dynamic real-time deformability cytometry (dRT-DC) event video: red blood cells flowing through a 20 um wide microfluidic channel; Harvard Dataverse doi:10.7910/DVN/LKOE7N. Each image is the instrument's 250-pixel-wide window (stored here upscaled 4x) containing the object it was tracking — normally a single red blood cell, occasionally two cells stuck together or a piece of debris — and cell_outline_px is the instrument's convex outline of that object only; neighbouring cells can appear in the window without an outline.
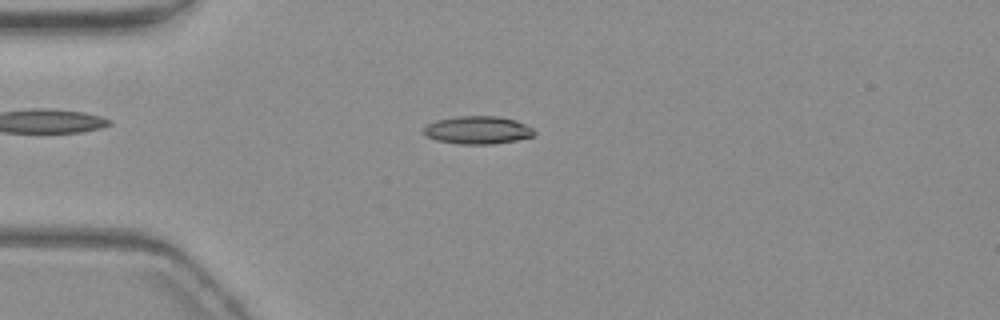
{"species": "common noctule bat (a hibernating species)", "species_latin": "Nyctalus noctula", "temperature_condition": "warm", "stored_images_in_passage": 46, "camera_frame_rate_fps": 3000, "um_per_image_px": 0.085, "animal": {"sex": "female", "body_mass_g": 19.3, "forearm_length_mm": 54.1}, "frame": {"image": 1, "passage_image": 5, "time_ms": 1.333, "image_size_px": [1000, 320], "cell_outline_px": [[536, 132], [532, 136], [516, 140], [492, 144], [460, 144], [436, 140], [428, 136], [424, 132], [424, 128], [428, 124], [436, 120], [456, 116], [496, 116], [516, 120], [532, 128]], "centroid_in_image_um": [40.61, 11.05], "position_along_channel_um": 44.4, "area_um2": 17.8}}
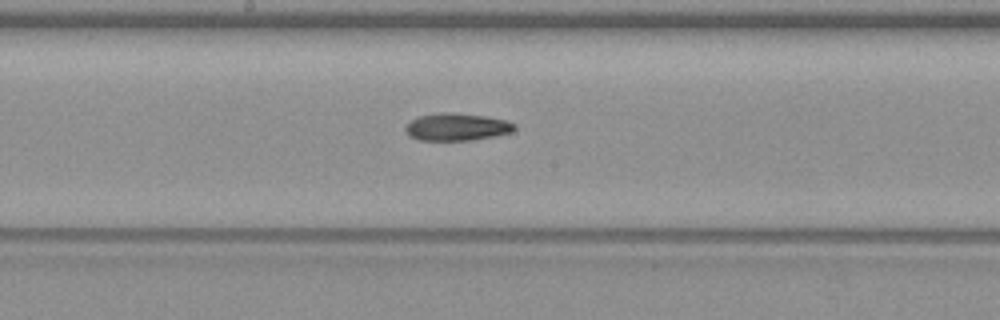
{"frame": {"image": 2, "passage_image": 20, "time_ms": 6.333, "image_size_px": [1000, 320], "cell_outline_px": [[516, 128], [512, 132], [472, 140], [420, 140], [408, 136], [404, 132], [404, 128], [416, 116], [440, 112], [448, 112], [484, 116], [504, 120], [516, 124]], "centroid_in_image_um": [38.78, 10.79], "position_along_channel_um": 209.4, "area_um2": 17.4}}
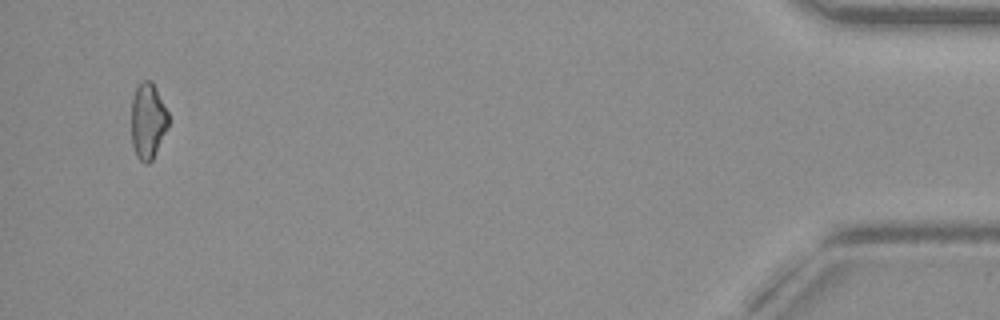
{"frame": {"image": 3, "passage_image": 44, "time_ms": 14.333, "image_size_px": [1000, 320], "cell_outline_px": [[168, 128], [152, 160], [148, 164], [144, 164], [136, 156], [132, 144], [132, 96], [136, 88], [144, 80], [148, 80], [156, 88], [168, 112]], "centroid_in_image_um": [12.57, 10.32], "position_along_channel_um": 422.6, "area_um2": 16.3}, "authors_computed_cell_mechanics": {"area_um2": 17.1088, "velocity_mm_per_s": 3.7249, "shape_relaxation_time_tau1_ms": null, "shape_relaxation_time_tau2_ms": 7.6363, "deformation_change_tau1": null, "deformation_change_tau2": 0.1737}}